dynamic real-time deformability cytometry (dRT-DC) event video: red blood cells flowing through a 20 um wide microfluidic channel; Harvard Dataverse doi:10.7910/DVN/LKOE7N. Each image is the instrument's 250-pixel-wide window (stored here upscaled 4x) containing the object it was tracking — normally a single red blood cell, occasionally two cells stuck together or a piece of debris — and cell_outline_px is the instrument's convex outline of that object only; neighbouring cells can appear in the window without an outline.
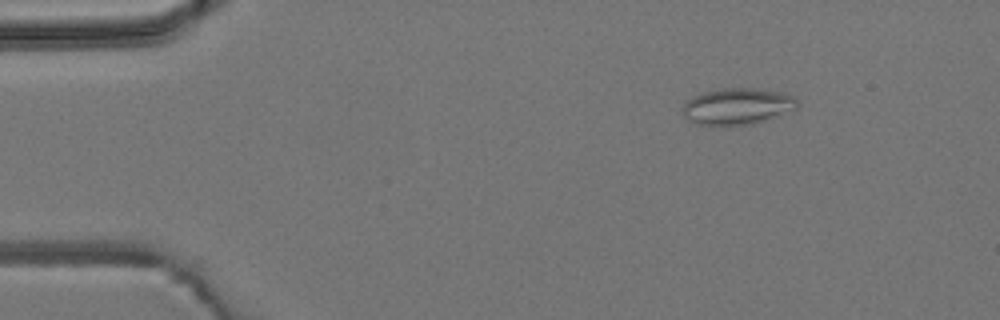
{"species": "common noctule bat (a hibernating species)", "species_latin": "Nyctalus noctula", "temperature_condition": "room temperature", "stored_images_in_passage": 5, "camera_frame_rate_fps": 3000, "um_per_image_px": 0.085, "animal": {"sex": "male", "body_mass_g": 19.2, "forearm_length_mm": 51.8}, "frame": {"image": 1, "passage_image": 5, "time_ms": 6.333, "image_size_px": [1000, 320], "cell_outline_px": [[796, 108], [764, 120], [752, 124], [696, 124], [688, 120], [684, 116], [684, 104], [692, 96], [704, 92], [724, 88], [756, 88], [784, 92], [792, 96], [796, 100]], "centroid_in_image_um": [62.66, 9.01], "position_along_channel_um": 22.3, "area_um2": 23.81}}